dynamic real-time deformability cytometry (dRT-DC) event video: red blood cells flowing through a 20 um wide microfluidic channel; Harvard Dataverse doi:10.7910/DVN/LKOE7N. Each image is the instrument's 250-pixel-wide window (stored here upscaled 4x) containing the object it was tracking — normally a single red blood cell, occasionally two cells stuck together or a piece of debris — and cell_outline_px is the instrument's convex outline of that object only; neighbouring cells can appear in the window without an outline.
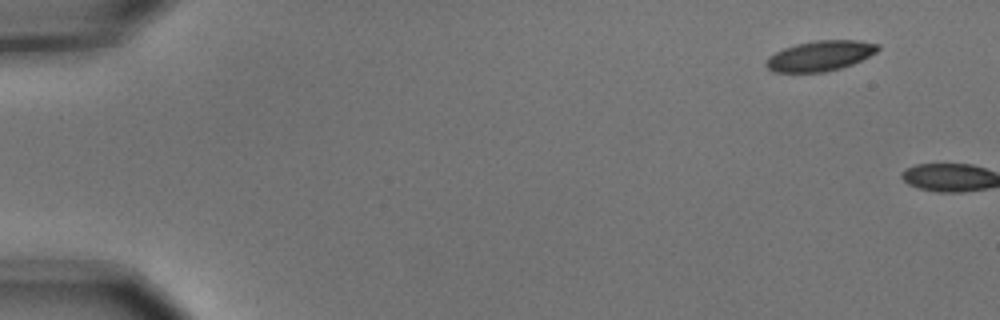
{"species": "common noctule bat (a hibernating species)", "species_latin": "Nyctalus noctula", "temperature_condition": "cold", "stored_images_in_passage": 2, "camera_frame_rate_fps": 3000, "um_per_image_px": 0.085, "animal": {"sex": "male", "body_mass_g": 15.6}, "frame": {"image": 1, "passage_image": 1, "time_ms": 0.0, "image_size_px": [1000, 320], "cell_outline_px": [[880, 48], [876, 52], [852, 64], [840, 68], [824, 72], [772, 72], [764, 64], [764, 60], [768, 56], [784, 48], [796, 44], [816, 40], [860, 40], [880, 44]], "centroid_in_image_um": [69.69, 4.74], "position_along_channel_um": 15.3, "area_um2": 19.77}}